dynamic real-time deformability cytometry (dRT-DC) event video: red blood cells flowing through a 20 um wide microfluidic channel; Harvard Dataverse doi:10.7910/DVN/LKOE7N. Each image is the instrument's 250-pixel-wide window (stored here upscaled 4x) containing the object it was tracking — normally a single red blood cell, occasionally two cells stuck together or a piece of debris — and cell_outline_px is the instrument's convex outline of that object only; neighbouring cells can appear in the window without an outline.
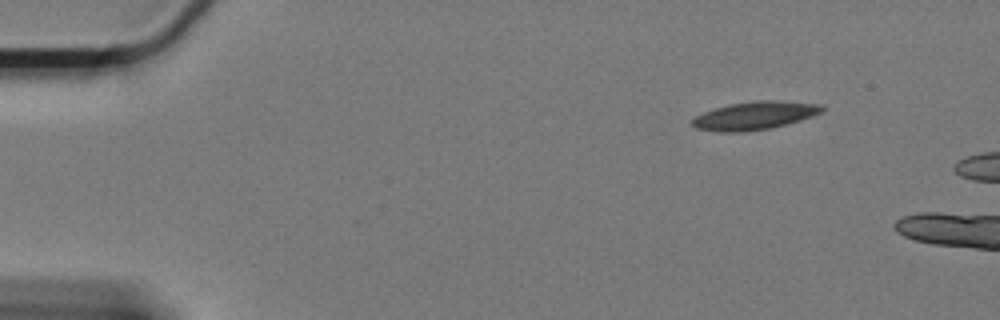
{"species": "Egyptian fruit bat (a non-hibernating species)", "species_latin": "Rousettus aegyptiacus", "temperature_condition": "cold", "stored_images_in_passage": 6, "camera_frame_rate_fps": 3000, "um_per_image_px": 0.085, "animal": {"sex": "female"}, "frame": {"image": 1, "passage_image": 1, "time_ms": 0.0, "image_size_px": [1000, 320], "cell_outline_px": [[824, 108], [820, 112], [812, 116], [800, 120], [772, 128], [744, 132], [720, 132], [696, 128], [692, 124], [692, 120], [696, 116], [704, 112], [716, 108], [732, 104], [760, 100], [776, 100], [820, 104]], "centroid_in_image_um": [64.15, 9.83], "position_along_channel_um": 20.8, "area_um2": 20.98}}